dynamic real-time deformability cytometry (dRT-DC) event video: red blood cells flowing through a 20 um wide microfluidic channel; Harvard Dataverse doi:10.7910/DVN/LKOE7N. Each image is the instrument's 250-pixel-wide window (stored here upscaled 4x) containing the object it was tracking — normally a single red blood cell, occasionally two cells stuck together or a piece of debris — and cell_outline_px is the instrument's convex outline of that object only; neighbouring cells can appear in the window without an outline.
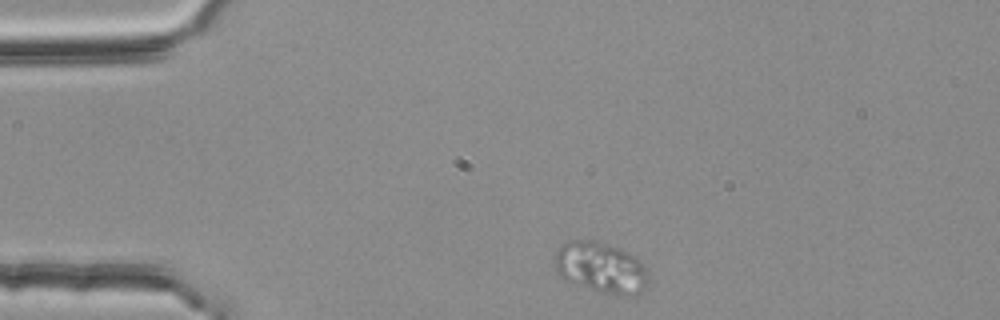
{"species": "common noctule bat (a hibernating species)", "species_latin": "Nyctalus noctula", "temperature_condition": "room temperature", "stored_images_in_passage": 25, "camera_frame_rate_fps": 3000, "um_per_image_px": 0.085, "animal": {"sex": "female", "body_mass_g": 25.1}, "frame": {"image": 1, "passage_image": 1, "time_ms": 0.0, "image_size_px": [1000, 320], "cell_outline_px": [[648, 280], [640, 296], [612, 296], [568, 280], [560, 276], [556, 272], [552, 260], [560, 244], [568, 240], [596, 240], [620, 248], [636, 256], [648, 268]], "centroid_in_image_um": [51.1, 22.74], "position_along_channel_um": 33.9, "area_um2": 28.5}}
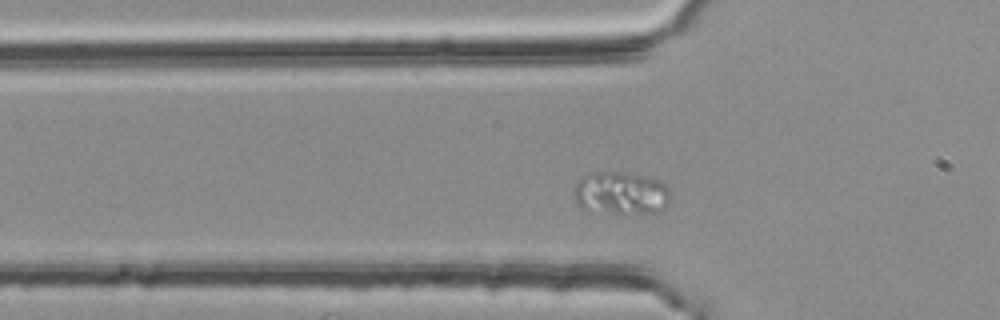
{"frame": {"image": 2, "passage_image": 8, "time_ms": 2.333, "image_size_px": [1000, 320], "cell_outline_px": [[668, 200], [664, 208], [660, 212], [616, 212], [580, 208], [576, 204], [572, 188], [580, 176], [596, 172], [616, 172], [656, 180], [664, 184], [668, 188]], "centroid_in_image_um": [52.69, 16.41], "position_along_channel_um": 73.1, "area_um2": 23.35}}
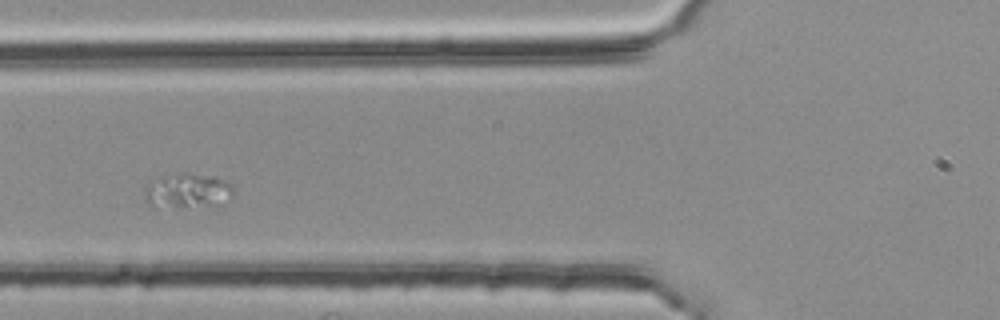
{"frame": {"image": 3, "passage_image": 11, "time_ms": 3.333, "image_size_px": [1000, 320], "cell_outline_px": [[232, 196], [216, 204], [156, 208], [152, 208], [144, 200], [144, 196], [148, 188], [160, 176], [180, 172], [184, 172], [216, 176], [232, 184]], "centroid_in_image_um": [15.92, 16.2], "position_along_channel_um": 109.9, "area_um2": 17.74}}